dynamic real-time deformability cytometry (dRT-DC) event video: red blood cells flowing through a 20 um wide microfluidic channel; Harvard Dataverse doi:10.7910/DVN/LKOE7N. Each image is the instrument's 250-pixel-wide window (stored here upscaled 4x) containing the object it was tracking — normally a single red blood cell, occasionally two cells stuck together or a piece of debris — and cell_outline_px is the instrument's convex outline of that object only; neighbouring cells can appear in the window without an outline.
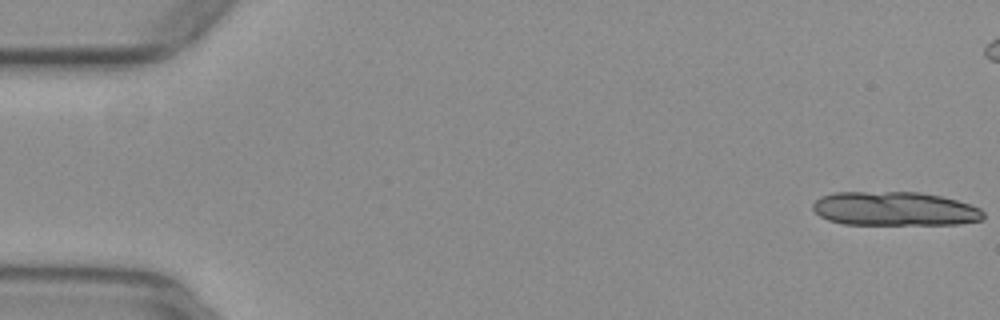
{"species": "common noctule bat (a hibernating species)", "species_latin": "Nyctalus noctula", "temperature_condition": "warm", "stored_images_in_passage": 14, "camera_frame_rate_fps": 3000, "um_per_image_px": 0.085, "animal": {"sex": "female", "body_mass_g": 29.2, "forearm_length_mm": 56.3}, "frame": {"image": 1, "passage_image": 1, "time_ms": 0.0, "image_size_px": [1000, 320], "cell_outline_px": [[984, 216], [980, 220], [960, 224], [844, 224], [828, 220], [820, 216], [812, 208], [812, 204], [820, 196], [836, 192], [920, 192], [940, 196], [956, 200], [980, 208], [984, 212]], "centroid_in_image_um": [76.03, 17.74], "position_along_channel_um": 9.0, "area_um2": 33.76}}